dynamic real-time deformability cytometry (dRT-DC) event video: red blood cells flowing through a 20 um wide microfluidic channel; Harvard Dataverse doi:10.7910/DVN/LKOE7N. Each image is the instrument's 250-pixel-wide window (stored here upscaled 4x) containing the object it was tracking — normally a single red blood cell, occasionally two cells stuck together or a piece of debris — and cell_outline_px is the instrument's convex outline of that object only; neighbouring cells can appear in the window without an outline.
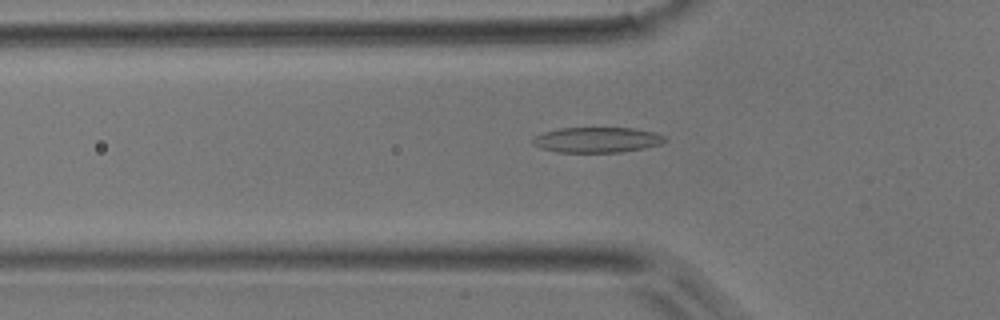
{"species": "common noctule bat (a hibernating species)", "species_latin": "Nyctalus noctula", "temperature_condition": "room temperature", "stored_images_in_passage": 38, "camera_frame_rate_fps": 3000, "um_per_image_px": 0.085, "animal": {"sex": "male", "body_mass_g": 17.9}, "frame": {"image": 1, "passage_image": 4, "time_ms": 1.0, "image_size_px": [1000, 320], "cell_outline_px": [[668, 140], [660, 144], [644, 148], [620, 152], [556, 152], [540, 148], [532, 144], [532, 140], [536, 136], [544, 132], [560, 128], [632, 128], [652, 132], [664, 136]], "centroid_in_image_um": [50.73, 11.89], "position_along_channel_um": 75.1, "area_um2": 19.42}}
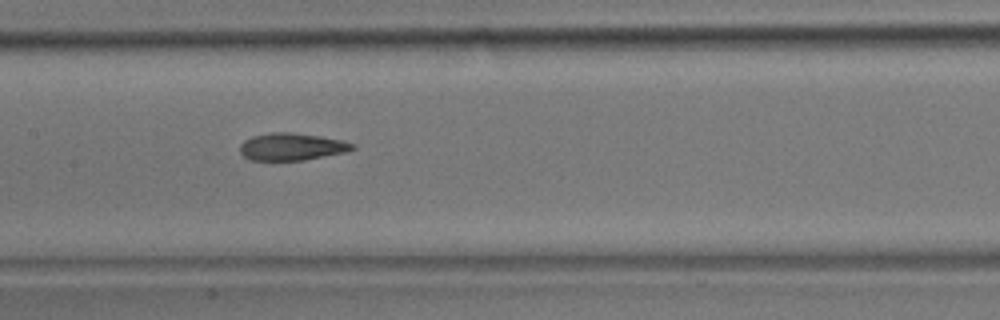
{"frame": {"image": 2, "passage_image": 12, "time_ms": 3.667, "image_size_px": [1000, 320], "cell_outline_px": [[356, 148], [348, 152], [304, 160], [248, 160], [240, 152], [240, 144], [244, 140], [252, 136], [272, 132], [292, 132], [320, 136], [340, 140], [356, 144]], "centroid_in_image_um": [24.81, 12.47], "position_along_channel_um": 182.6, "area_um2": 18.03}}
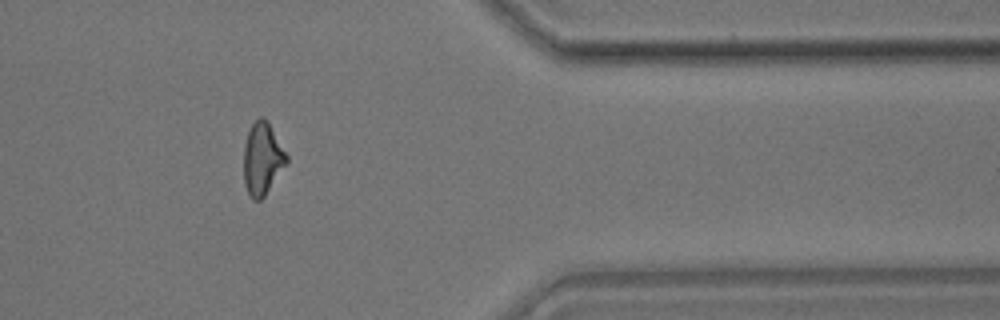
{"frame": {"image": 3, "passage_image": 29, "time_ms": 9.333, "image_size_px": [1000, 320], "cell_outline_px": [[288, 164], [264, 196], [260, 200], [252, 200], [248, 196], [244, 184], [244, 144], [248, 132], [252, 124], [260, 116], [264, 116], [288, 156]], "centroid_in_image_um": [22.3, 13.53], "position_along_channel_um": 389.1, "area_um2": 18.15}}